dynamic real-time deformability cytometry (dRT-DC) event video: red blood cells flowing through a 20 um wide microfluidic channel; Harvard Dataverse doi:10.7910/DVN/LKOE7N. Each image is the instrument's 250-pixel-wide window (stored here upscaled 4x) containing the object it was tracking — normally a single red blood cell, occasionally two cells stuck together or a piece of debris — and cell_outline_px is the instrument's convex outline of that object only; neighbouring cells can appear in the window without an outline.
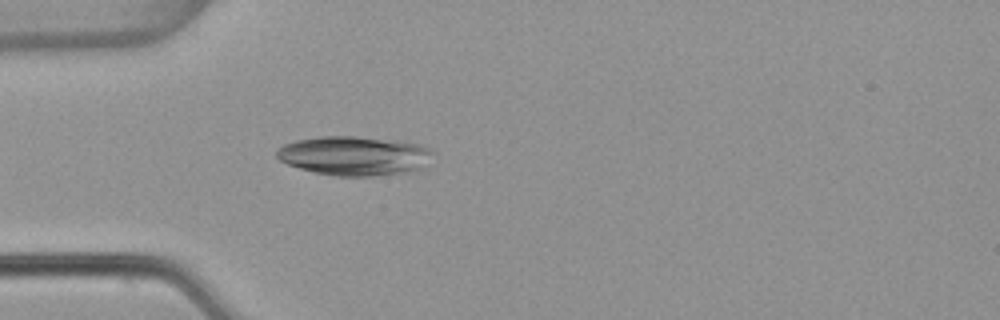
{"species": "common noctule bat (a hibernating species)", "species_latin": "Nyctalus noctula", "temperature_condition": "warm", "stored_images_in_passage": 4, "camera_frame_rate_fps": 3000, "um_per_image_px": 0.085, "animal": {"sex": "female", "body_mass_g": 22.7, "forearm_length_mm": 54.2}, "frame": {"image": 1, "passage_image": 4, "time_ms": 1.0, "image_size_px": [1000, 320], "cell_outline_px": [[432, 152], [424, 168], [400, 172], [372, 176], [336, 176], [316, 172], [300, 168], [288, 164], [280, 160], [276, 156], [276, 148], [284, 144], [296, 140], [320, 136], [356, 136], [420, 144], [428, 148]], "centroid_in_image_um": [30.05, 13.23], "position_along_channel_um": 54.9, "area_um2": 35.26}}